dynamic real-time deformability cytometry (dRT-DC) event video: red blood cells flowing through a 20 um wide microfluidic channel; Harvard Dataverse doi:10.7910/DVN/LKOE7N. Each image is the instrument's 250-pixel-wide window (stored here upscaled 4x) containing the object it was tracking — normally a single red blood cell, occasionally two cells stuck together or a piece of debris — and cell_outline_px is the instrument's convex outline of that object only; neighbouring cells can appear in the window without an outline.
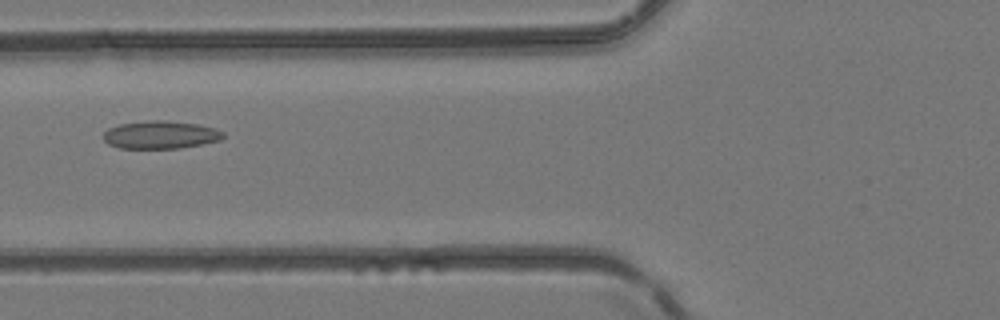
{"species": "common noctule bat (a hibernating species)", "species_latin": "Nyctalus noctula", "temperature_condition": "room temperature", "stored_images_in_passage": 2, "camera_frame_rate_fps": 3000, "um_per_image_px": 0.085, "animal": {"sex": "female", "body_mass_g": 24.6, "forearm_length_mm": 56.2}, "frame": {"image": 1, "passage_image": 2, "time_ms": 0.333, "image_size_px": [1000, 320], "cell_outline_px": [[224, 136], [220, 140], [180, 148], [120, 148], [108, 144], [104, 140], [104, 132], [108, 128], [120, 124], [152, 120], [164, 120], [200, 124], [224, 132]], "centroid_in_image_um": [13.63, 11.45], "position_along_channel_um": 112.2, "area_um2": 19.31}}